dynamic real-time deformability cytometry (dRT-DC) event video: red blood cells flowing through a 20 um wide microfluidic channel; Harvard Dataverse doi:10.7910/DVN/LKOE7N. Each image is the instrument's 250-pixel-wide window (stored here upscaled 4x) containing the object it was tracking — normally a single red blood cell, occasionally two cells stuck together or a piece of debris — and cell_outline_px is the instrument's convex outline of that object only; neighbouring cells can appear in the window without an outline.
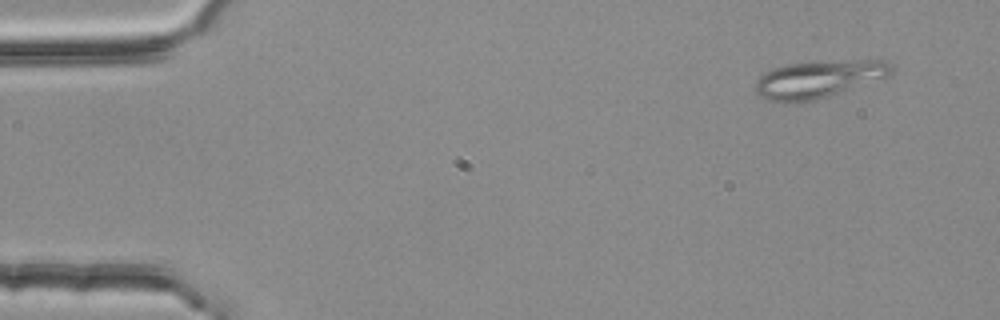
{"species": "common noctule bat (a hibernating species)", "species_latin": "Nyctalus noctula", "temperature_condition": "room temperature", "stored_images_in_passage": 54, "camera_frame_rate_fps": 3000, "um_per_image_px": 0.085, "animal": {"sex": "female", "body_mass_g": 25.1}, "frame": {"image": 1, "passage_image": 4, "time_ms": 1.0, "image_size_px": [1000, 320], "cell_outline_px": [[896, 72], [892, 76], [816, 100], [796, 104], [784, 104], [768, 100], [760, 96], [756, 92], [756, 80], [764, 72], [788, 64], [856, 60], [884, 60], [892, 64]], "centroid_in_image_um": [69.63, 6.76], "position_along_channel_um": 15.4, "area_um2": 30.06}}
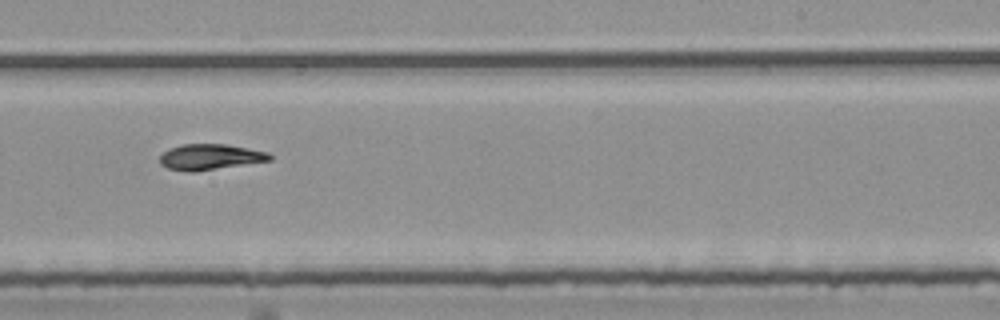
{"frame": {"image": 2, "passage_image": 33, "time_ms": 10.667, "image_size_px": [1000, 320], "cell_outline_px": [[272, 160], [192, 172], [168, 168], [160, 164], [160, 156], [164, 152], [180, 144], [224, 144], [248, 148], [268, 152], [272, 156]], "centroid_in_image_um": [17.87, 13.33], "position_along_channel_um": 271.1, "area_um2": 16.24}}
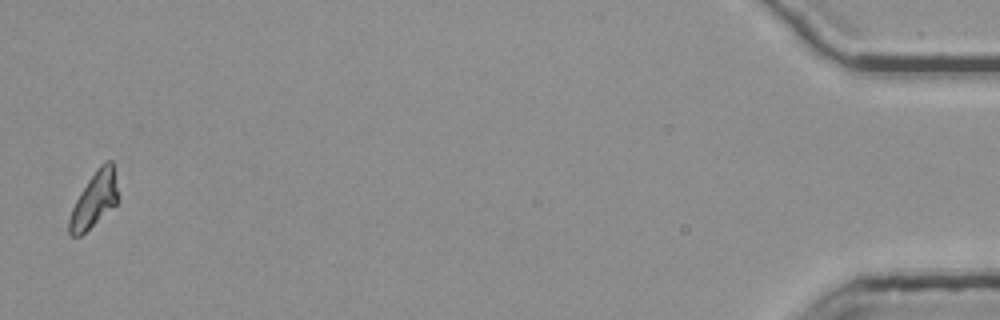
{"frame": {"image": 3, "passage_image": 53, "time_ms": 17.333, "image_size_px": [1000, 320], "cell_outline_px": [[116, 204], [80, 236], [72, 236], [68, 232], [68, 220], [72, 208], [80, 192], [96, 168], [104, 160], [112, 160], [116, 188]], "centroid_in_image_um": [7.96, 16.96], "position_along_channel_um": 427.2, "area_um2": 15.32}}